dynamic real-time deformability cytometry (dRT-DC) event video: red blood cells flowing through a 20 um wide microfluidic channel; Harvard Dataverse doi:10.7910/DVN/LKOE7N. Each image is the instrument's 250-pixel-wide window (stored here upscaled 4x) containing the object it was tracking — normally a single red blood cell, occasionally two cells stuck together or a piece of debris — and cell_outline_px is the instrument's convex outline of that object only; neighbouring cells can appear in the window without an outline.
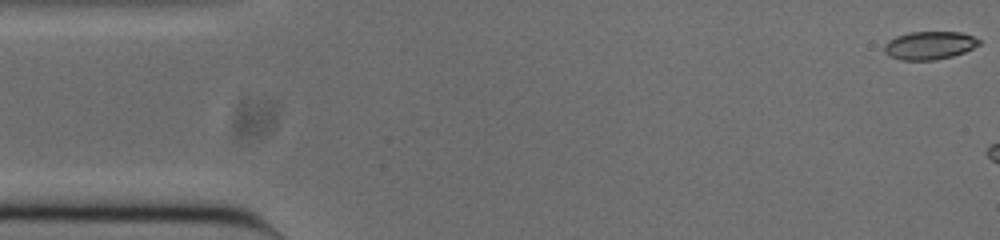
{"species": "common noctule bat (a hibernating species)", "species_latin": "Nyctalus noctula", "temperature_condition": "cold", "stored_images_in_passage": 5, "camera_frame_rate_fps": 3000, "um_per_image_px": 0.085, "animal": {"sex": "male", "body_mass_g": 20.0, "forearm_length_mm": 53.3}, "frame": {"image": 1, "passage_image": 1, "time_ms": 0.0, "image_size_px": [1000, 240], "cell_outline_px": [[980, 44], [964, 52], [952, 56], [936, 60], [900, 60], [888, 56], [884, 52], [884, 44], [888, 40], [896, 36], [908, 32], [960, 32], [972, 36], [980, 40]], "centroid_in_image_um": [78.96, 3.86], "position_along_channel_um": 6.0, "area_um2": 15.61}}